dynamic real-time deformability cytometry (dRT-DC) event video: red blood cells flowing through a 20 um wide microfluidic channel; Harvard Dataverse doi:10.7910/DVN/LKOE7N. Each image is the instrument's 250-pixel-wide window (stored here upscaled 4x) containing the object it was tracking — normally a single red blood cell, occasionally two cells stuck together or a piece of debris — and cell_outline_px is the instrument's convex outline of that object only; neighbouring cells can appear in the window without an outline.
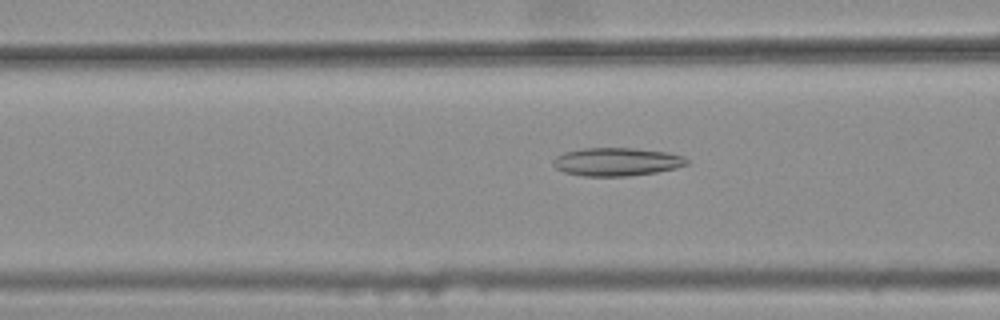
{"species": "common noctule bat (a hibernating species)", "species_latin": "Nyctalus noctula", "temperature_condition": "warm", "stored_images_in_passage": 46, "camera_frame_rate_fps": 3000, "um_per_image_px": 0.085, "animal": {"sex": "female", "body_mass_g": 25.1}, "frame": {"image": 1, "passage_image": 20, "time_ms": 6.333, "image_size_px": [1000, 320], "cell_outline_px": [[688, 164], [676, 168], [656, 172], [628, 176], [584, 176], [564, 172], [556, 168], [552, 164], [552, 160], [556, 156], [564, 152], [584, 148], [632, 148], [668, 152], [684, 156], [688, 160]], "centroid_in_image_um": [52.41, 13.75], "position_along_channel_um": 114.2, "area_um2": 22.02}}
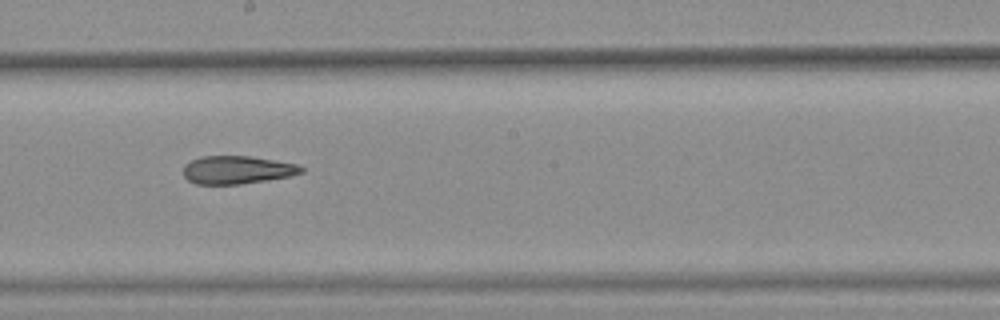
{"frame": {"image": 2, "passage_image": 29, "time_ms": 9.333, "image_size_px": [1000, 320], "cell_outline_px": [[304, 172], [288, 176], [268, 180], [240, 184], [196, 184], [188, 180], [184, 176], [184, 164], [200, 156], [252, 156], [296, 164], [304, 168]], "centroid_in_image_um": [20.14, 14.43], "position_along_channel_um": 228.1, "area_um2": 19.25}}
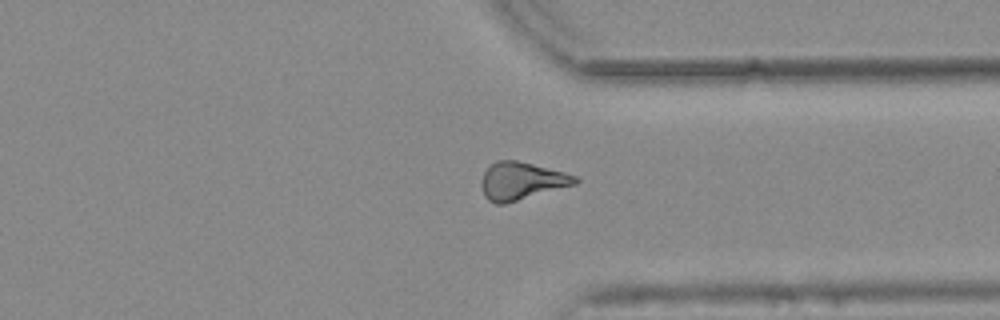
{"frame": {"image": 3, "passage_image": 40, "time_ms": 13.0, "image_size_px": [1000, 320], "cell_outline_px": [[580, 180], [576, 184], [504, 204], [496, 204], [488, 200], [484, 196], [480, 184], [480, 180], [484, 172], [496, 160], [516, 160], [564, 172], [576, 176]], "centroid_in_image_um": [44.3, 15.39], "position_along_channel_um": 367.1, "area_um2": 20.46}, "authors_computed_cell_mechanics": {"area_um2": 20.4034, "velocity_mm_per_s": 3.8025, "shape_relaxation_time_tau1_ms": null, "shape_relaxation_time_tau2_ms": 5.6162, "deformation_change_tau1": null, "deformation_change_tau2": 0.1714}}